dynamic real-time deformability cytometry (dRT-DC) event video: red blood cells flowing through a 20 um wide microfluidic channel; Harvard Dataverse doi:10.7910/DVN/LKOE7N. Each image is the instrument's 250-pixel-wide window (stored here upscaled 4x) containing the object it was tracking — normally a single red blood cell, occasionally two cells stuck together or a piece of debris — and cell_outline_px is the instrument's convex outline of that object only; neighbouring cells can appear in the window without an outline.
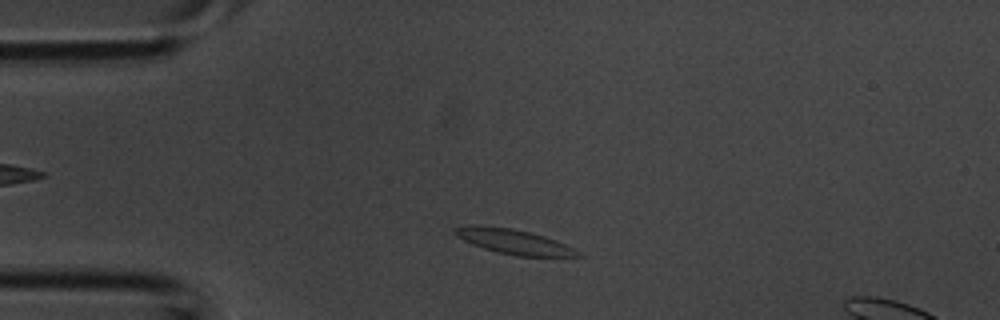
{"species": "common noctule bat (a hibernating species)", "species_latin": "Nyctalus noctula", "temperature_condition": "room temperature", "stored_images_in_passage": 3, "camera_frame_rate_fps": 3000, "um_per_image_px": 0.085, "animal": {"sex": "male", "body_mass_g": 20.1, "forearm_length_mm": 53.5}, "frame": {"image": 1, "passage_image": 2, "time_ms": 0.333, "image_size_px": [1000, 320], "cell_outline_px": [[584, 256], [516, 256], [496, 252], [472, 244], [456, 236], [452, 232], [452, 228], [472, 224], [476, 224], [512, 228], [532, 232], [556, 240], [580, 252]], "centroid_in_image_um": [43.61, 20.51], "position_along_channel_um": 41.4, "area_um2": 17.92}}